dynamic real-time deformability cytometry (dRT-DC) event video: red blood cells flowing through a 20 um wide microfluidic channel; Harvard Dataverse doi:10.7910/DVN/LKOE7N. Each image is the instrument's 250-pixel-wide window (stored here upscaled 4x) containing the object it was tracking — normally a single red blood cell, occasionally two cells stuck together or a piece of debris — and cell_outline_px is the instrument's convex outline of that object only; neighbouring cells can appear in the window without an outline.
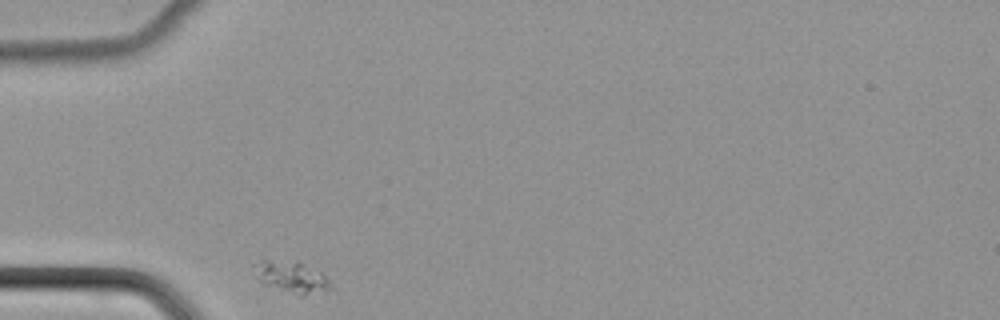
{"species": "common noctule bat (a hibernating species)", "species_latin": "Nyctalus noctula", "temperature_condition": "cold", "stored_images_in_passage": 29, "camera_frame_rate_fps": 3000, "um_per_image_px": 0.085, "animal": {"sex": "female", "body_mass_g": 22.7, "forearm_length_mm": 54.2}, "frame": {"image": 1, "passage_image": 1, "time_ms": 0.0, "image_size_px": [1000, 320], "cell_outline_px": [[332, 288], [324, 292], [304, 292], [264, 284], [260, 280], [260, 260], [296, 260], [320, 272], [332, 284]], "centroid_in_image_um": [24.91, 23.48], "position_along_channel_um": 60.1, "area_um2": 12.48}}
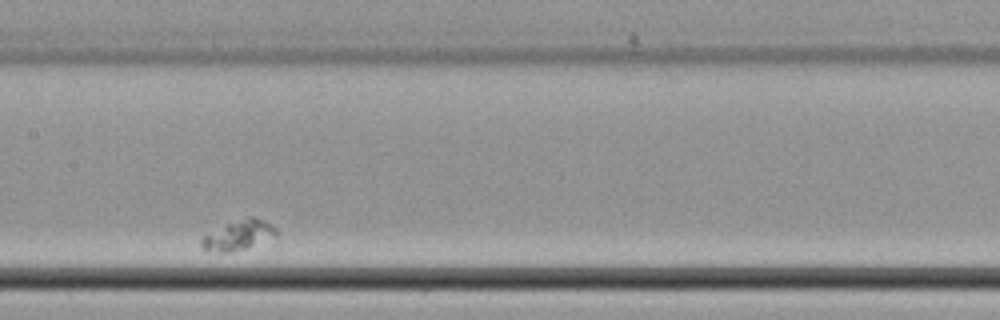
{"frame": {"image": 2, "passage_image": 13, "time_ms": 4.0, "image_size_px": [1000, 320], "cell_outline_px": [[276, 236], [244, 248], [232, 252], [216, 252], [204, 248], [200, 244], [200, 240], [204, 236], [228, 224], [248, 216], [252, 216], [264, 220], [272, 224], [276, 228]], "centroid_in_image_um": [20.3, 19.98], "position_along_channel_um": 187.1, "area_um2": 12.48}}
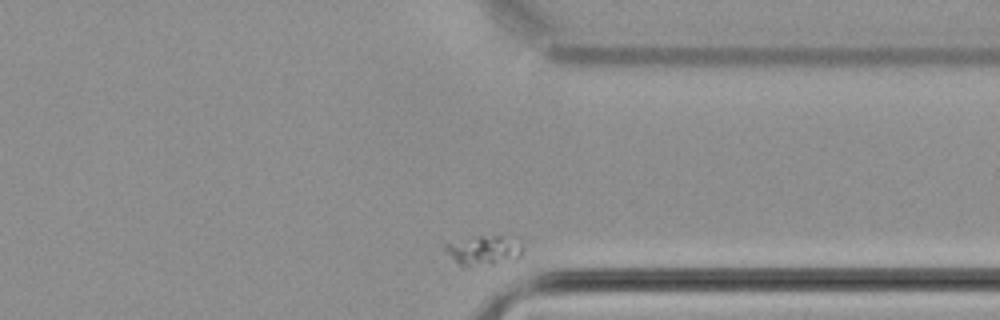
{"frame": {"image": 3, "passage_image": 29, "time_ms": 9.333, "image_size_px": [1000, 320], "cell_outline_px": [[520, 256], [492, 264], [460, 264], [444, 248], [448, 244], [480, 236], [500, 236], [520, 248]], "centroid_in_image_um": [41.06, 21.28], "position_along_channel_um": 370.3, "area_um2": 11.56}}